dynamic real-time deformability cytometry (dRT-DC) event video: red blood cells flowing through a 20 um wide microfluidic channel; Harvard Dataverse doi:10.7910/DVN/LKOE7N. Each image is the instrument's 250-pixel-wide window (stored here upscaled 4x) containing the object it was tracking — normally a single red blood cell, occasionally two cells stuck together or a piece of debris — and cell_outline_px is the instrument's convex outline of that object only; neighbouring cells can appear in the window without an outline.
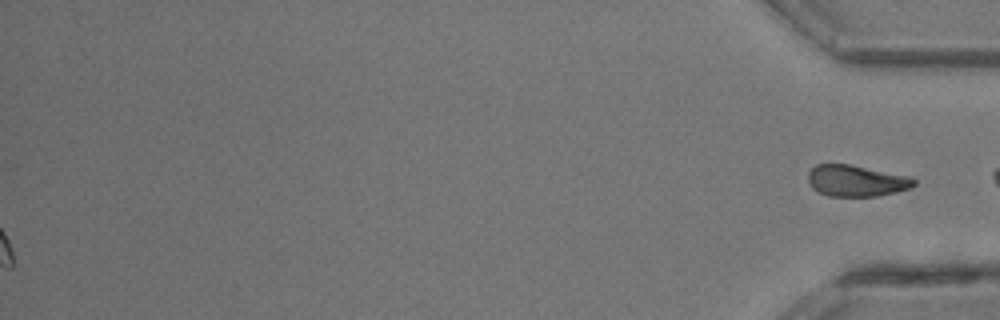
{"species": "common noctule bat (a hibernating species)", "species_latin": "Nyctalus noctula", "temperature_condition": "room temperature", "stored_images_in_passage": 31, "segment_of_instrument_passage": [2, 2], "camera_frame_rate_fps": 3000, "um_per_image_px": 0.085, "animal": {"sex": "male", "body_mass_g": 13.3}, "frame": {"image": 1, "passage_image": 31, "time_ms": 10.0, "image_size_px": [1000, 320], "cell_outline_px": [[916, 184], [912, 188], [896, 192], [876, 196], [828, 196], [812, 188], [808, 180], [808, 172], [816, 164], [848, 164], [912, 176], [916, 180]], "centroid_in_image_um": [72.82, 15.36], "position_along_channel_um": 362.4, "area_um2": 19.48}}